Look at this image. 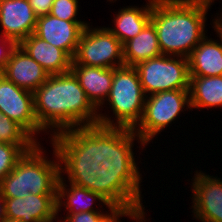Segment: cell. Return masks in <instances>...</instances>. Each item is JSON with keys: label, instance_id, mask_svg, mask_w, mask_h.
I'll list each match as a JSON object with an SVG mask.
<instances>
[{"label": "cell", "instance_id": "1", "mask_svg": "<svg viewBox=\"0 0 222 222\" xmlns=\"http://www.w3.org/2000/svg\"><path fill=\"white\" fill-rule=\"evenodd\" d=\"M141 183L140 167L132 161L112 151H83L59 177L57 215L63 208L66 214L117 209Z\"/></svg>", "mask_w": 222, "mask_h": 222}, {"label": "cell", "instance_id": "2", "mask_svg": "<svg viewBox=\"0 0 222 222\" xmlns=\"http://www.w3.org/2000/svg\"><path fill=\"white\" fill-rule=\"evenodd\" d=\"M34 112L47 135L50 132V142L65 140L83 151H98V110L72 71L49 75L35 90Z\"/></svg>", "mask_w": 222, "mask_h": 222}, {"label": "cell", "instance_id": "3", "mask_svg": "<svg viewBox=\"0 0 222 222\" xmlns=\"http://www.w3.org/2000/svg\"><path fill=\"white\" fill-rule=\"evenodd\" d=\"M55 159L47 158L46 150L37 143L16 163L0 184L3 198H24L34 195H56L60 175L83 152L75 143L65 140L51 141ZM44 151V152H43Z\"/></svg>", "mask_w": 222, "mask_h": 222}, {"label": "cell", "instance_id": "4", "mask_svg": "<svg viewBox=\"0 0 222 222\" xmlns=\"http://www.w3.org/2000/svg\"><path fill=\"white\" fill-rule=\"evenodd\" d=\"M215 1L154 0L150 22L156 29L161 53L188 58L207 35V14Z\"/></svg>", "mask_w": 222, "mask_h": 222}, {"label": "cell", "instance_id": "5", "mask_svg": "<svg viewBox=\"0 0 222 222\" xmlns=\"http://www.w3.org/2000/svg\"><path fill=\"white\" fill-rule=\"evenodd\" d=\"M146 95L138 71L133 66L114 68L108 98L98 109V151H112L141 121ZM111 108L112 119L100 112Z\"/></svg>", "mask_w": 222, "mask_h": 222}, {"label": "cell", "instance_id": "6", "mask_svg": "<svg viewBox=\"0 0 222 222\" xmlns=\"http://www.w3.org/2000/svg\"><path fill=\"white\" fill-rule=\"evenodd\" d=\"M187 109H191L189 90H169L146 96L141 121L112 152L137 165L133 151L134 142L137 141L140 144L139 150L140 148L144 150L153 138L156 139L158 134L172 122L174 123L181 112L183 113Z\"/></svg>", "mask_w": 222, "mask_h": 222}, {"label": "cell", "instance_id": "7", "mask_svg": "<svg viewBox=\"0 0 222 222\" xmlns=\"http://www.w3.org/2000/svg\"><path fill=\"white\" fill-rule=\"evenodd\" d=\"M146 96L169 90H189L188 59L160 55L134 66Z\"/></svg>", "mask_w": 222, "mask_h": 222}, {"label": "cell", "instance_id": "8", "mask_svg": "<svg viewBox=\"0 0 222 222\" xmlns=\"http://www.w3.org/2000/svg\"><path fill=\"white\" fill-rule=\"evenodd\" d=\"M92 27L89 23L83 29L71 64L101 68L124 66L123 44L107 27Z\"/></svg>", "mask_w": 222, "mask_h": 222}, {"label": "cell", "instance_id": "9", "mask_svg": "<svg viewBox=\"0 0 222 222\" xmlns=\"http://www.w3.org/2000/svg\"><path fill=\"white\" fill-rule=\"evenodd\" d=\"M0 112L19 124L37 143L35 135L47 133L34 112V93L21 89L0 74Z\"/></svg>", "mask_w": 222, "mask_h": 222}, {"label": "cell", "instance_id": "10", "mask_svg": "<svg viewBox=\"0 0 222 222\" xmlns=\"http://www.w3.org/2000/svg\"><path fill=\"white\" fill-rule=\"evenodd\" d=\"M195 173L190 184L192 217L201 222H222V178L204 171Z\"/></svg>", "mask_w": 222, "mask_h": 222}, {"label": "cell", "instance_id": "11", "mask_svg": "<svg viewBox=\"0 0 222 222\" xmlns=\"http://www.w3.org/2000/svg\"><path fill=\"white\" fill-rule=\"evenodd\" d=\"M88 21H66L51 14L37 18L34 35L62 49L71 59L79 43L83 29Z\"/></svg>", "mask_w": 222, "mask_h": 222}, {"label": "cell", "instance_id": "12", "mask_svg": "<svg viewBox=\"0 0 222 222\" xmlns=\"http://www.w3.org/2000/svg\"><path fill=\"white\" fill-rule=\"evenodd\" d=\"M37 18L28 0H0L1 31L18 45L34 33Z\"/></svg>", "mask_w": 222, "mask_h": 222}, {"label": "cell", "instance_id": "13", "mask_svg": "<svg viewBox=\"0 0 222 222\" xmlns=\"http://www.w3.org/2000/svg\"><path fill=\"white\" fill-rule=\"evenodd\" d=\"M6 218L22 222H54L57 215L56 195H34L4 198Z\"/></svg>", "mask_w": 222, "mask_h": 222}, {"label": "cell", "instance_id": "14", "mask_svg": "<svg viewBox=\"0 0 222 222\" xmlns=\"http://www.w3.org/2000/svg\"><path fill=\"white\" fill-rule=\"evenodd\" d=\"M0 74L21 89L32 93L49 77V73L20 45L13 50L6 67Z\"/></svg>", "mask_w": 222, "mask_h": 222}, {"label": "cell", "instance_id": "15", "mask_svg": "<svg viewBox=\"0 0 222 222\" xmlns=\"http://www.w3.org/2000/svg\"><path fill=\"white\" fill-rule=\"evenodd\" d=\"M71 71L79 80L88 100L98 110L109 96L114 68L71 64Z\"/></svg>", "mask_w": 222, "mask_h": 222}, {"label": "cell", "instance_id": "16", "mask_svg": "<svg viewBox=\"0 0 222 222\" xmlns=\"http://www.w3.org/2000/svg\"><path fill=\"white\" fill-rule=\"evenodd\" d=\"M49 75L71 71L72 59L60 48L31 34L19 44Z\"/></svg>", "mask_w": 222, "mask_h": 222}, {"label": "cell", "instance_id": "17", "mask_svg": "<svg viewBox=\"0 0 222 222\" xmlns=\"http://www.w3.org/2000/svg\"><path fill=\"white\" fill-rule=\"evenodd\" d=\"M217 40L207 35L191 51L187 58L190 77L222 75V42Z\"/></svg>", "mask_w": 222, "mask_h": 222}, {"label": "cell", "instance_id": "18", "mask_svg": "<svg viewBox=\"0 0 222 222\" xmlns=\"http://www.w3.org/2000/svg\"><path fill=\"white\" fill-rule=\"evenodd\" d=\"M154 0H147L145 5L125 6L120 8L112 20L113 26L107 27L124 45L136 37L151 21L152 4Z\"/></svg>", "mask_w": 222, "mask_h": 222}, {"label": "cell", "instance_id": "19", "mask_svg": "<svg viewBox=\"0 0 222 222\" xmlns=\"http://www.w3.org/2000/svg\"><path fill=\"white\" fill-rule=\"evenodd\" d=\"M124 66H136L142 61L162 55L157 32L154 25L149 22L134 38L123 45Z\"/></svg>", "mask_w": 222, "mask_h": 222}, {"label": "cell", "instance_id": "20", "mask_svg": "<svg viewBox=\"0 0 222 222\" xmlns=\"http://www.w3.org/2000/svg\"><path fill=\"white\" fill-rule=\"evenodd\" d=\"M190 108L222 109V75L213 77H190Z\"/></svg>", "mask_w": 222, "mask_h": 222}, {"label": "cell", "instance_id": "21", "mask_svg": "<svg viewBox=\"0 0 222 222\" xmlns=\"http://www.w3.org/2000/svg\"><path fill=\"white\" fill-rule=\"evenodd\" d=\"M139 186L104 222H122L121 217H128L136 222H146L145 207L142 200V189ZM146 214V215H145Z\"/></svg>", "mask_w": 222, "mask_h": 222}, {"label": "cell", "instance_id": "22", "mask_svg": "<svg viewBox=\"0 0 222 222\" xmlns=\"http://www.w3.org/2000/svg\"><path fill=\"white\" fill-rule=\"evenodd\" d=\"M0 142L13 145H36L37 142L15 121L0 112Z\"/></svg>", "mask_w": 222, "mask_h": 222}, {"label": "cell", "instance_id": "23", "mask_svg": "<svg viewBox=\"0 0 222 222\" xmlns=\"http://www.w3.org/2000/svg\"><path fill=\"white\" fill-rule=\"evenodd\" d=\"M35 145H13L0 142V184L14 168L17 161Z\"/></svg>", "mask_w": 222, "mask_h": 222}, {"label": "cell", "instance_id": "24", "mask_svg": "<svg viewBox=\"0 0 222 222\" xmlns=\"http://www.w3.org/2000/svg\"><path fill=\"white\" fill-rule=\"evenodd\" d=\"M78 3L79 0H54L50 14L61 20L82 21L77 18L80 7Z\"/></svg>", "mask_w": 222, "mask_h": 222}, {"label": "cell", "instance_id": "25", "mask_svg": "<svg viewBox=\"0 0 222 222\" xmlns=\"http://www.w3.org/2000/svg\"><path fill=\"white\" fill-rule=\"evenodd\" d=\"M116 209H108V211H90L80 212L76 214H66L63 216L68 222H104ZM109 212V213H108Z\"/></svg>", "mask_w": 222, "mask_h": 222}, {"label": "cell", "instance_id": "26", "mask_svg": "<svg viewBox=\"0 0 222 222\" xmlns=\"http://www.w3.org/2000/svg\"><path fill=\"white\" fill-rule=\"evenodd\" d=\"M17 45L14 40L9 39L3 32H0V72L6 67Z\"/></svg>", "mask_w": 222, "mask_h": 222}, {"label": "cell", "instance_id": "27", "mask_svg": "<svg viewBox=\"0 0 222 222\" xmlns=\"http://www.w3.org/2000/svg\"><path fill=\"white\" fill-rule=\"evenodd\" d=\"M37 17L50 14L54 0H28Z\"/></svg>", "mask_w": 222, "mask_h": 222}, {"label": "cell", "instance_id": "28", "mask_svg": "<svg viewBox=\"0 0 222 222\" xmlns=\"http://www.w3.org/2000/svg\"><path fill=\"white\" fill-rule=\"evenodd\" d=\"M222 11V9H221ZM217 16L212 20L214 31L216 32L217 36L219 37V40L222 42V12L221 14L216 13ZM219 15V16H218Z\"/></svg>", "mask_w": 222, "mask_h": 222}, {"label": "cell", "instance_id": "29", "mask_svg": "<svg viewBox=\"0 0 222 222\" xmlns=\"http://www.w3.org/2000/svg\"><path fill=\"white\" fill-rule=\"evenodd\" d=\"M6 218L5 201L0 192V222H3Z\"/></svg>", "mask_w": 222, "mask_h": 222}, {"label": "cell", "instance_id": "30", "mask_svg": "<svg viewBox=\"0 0 222 222\" xmlns=\"http://www.w3.org/2000/svg\"><path fill=\"white\" fill-rule=\"evenodd\" d=\"M3 222H22L21 220L11 219V218H5Z\"/></svg>", "mask_w": 222, "mask_h": 222}, {"label": "cell", "instance_id": "31", "mask_svg": "<svg viewBox=\"0 0 222 222\" xmlns=\"http://www.w3.org/2000/svg\"><path fill=\"white\" fill-rule=\"evenodd\" d=\"M57 220H59L58 222H68V221H66L64 218L63 219H61V216H60V219H59V217H58V215H56L55 216V221H57Z\"/></svg>", "mask_w": 222, "mask_h": 222}, {"label": "cell", "instance_id": "32", "mask_svg": "<svg viewBox=\"0 0 222 222\" xmlns=\"http://www.w3.org/2000/svg\"><path fill=\"white\" fill-rule=\"evenodd\" d=\"M108 1L111 2V3H112V2L114 3V2L117 1V0H107V2H108Z\"/></svg>", "mask_w": 222, "mask_h": 222}]
</instances>
